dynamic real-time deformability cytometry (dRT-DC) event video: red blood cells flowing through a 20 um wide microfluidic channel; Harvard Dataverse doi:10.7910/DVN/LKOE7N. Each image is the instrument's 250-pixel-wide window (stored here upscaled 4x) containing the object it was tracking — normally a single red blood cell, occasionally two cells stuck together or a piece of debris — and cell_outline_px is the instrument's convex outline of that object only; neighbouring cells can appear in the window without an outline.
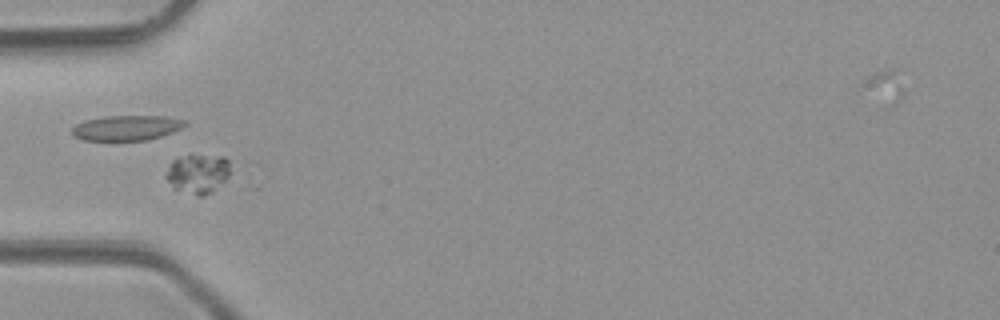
{"species": "common noctule bat (a hibernating species)", "species_latin": "Nyctalus noctula", "temperature_condition": "room temperature", "stored_images_in_passage": 5, "camera_frame_rate_fps": 3000, "um_per_image_px": 0.085, "animal": {"sex": "male", "body_mass_g": 23.1, "forearm_length_mm": 52.7}, "frame": {"image": 1, "passage_image": 4, "time_ms": 3.667, "image_size_px": [1000, 320], "cell_outline_px": [[228, 176], [212, 192], [204, 196], [196, 196], [172, 188], [164, 176], [172, 160], [188, 156], [224, 156], [228, 160]], "centroid_in_image_um": [16.77, 14.8], "position_along_channel_um": 68.2, "area_um2": 14.51}}